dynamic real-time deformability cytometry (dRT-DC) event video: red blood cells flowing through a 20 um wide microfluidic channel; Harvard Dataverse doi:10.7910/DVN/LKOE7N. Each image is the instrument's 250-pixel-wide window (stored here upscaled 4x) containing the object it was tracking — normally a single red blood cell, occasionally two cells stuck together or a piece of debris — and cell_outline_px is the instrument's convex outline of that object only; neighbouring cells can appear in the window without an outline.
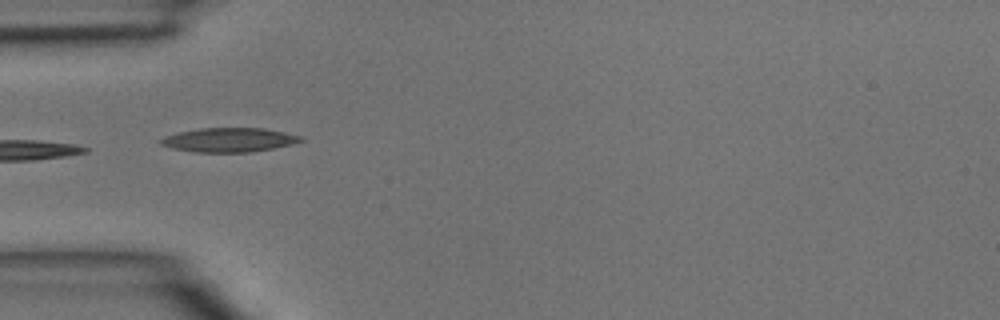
{"species": "common noctule bat (a hibernating species)", "species_latin": "Nyctalus noctula", "temperature_condition": "room temperature", "stored_images_in_passage": 3, "camera_frame_rate_fps": 3000, "um_per_image_px": 0.085, "animal": {"sex": "male", "body_mass_g": 15.6}, "frame": {"image": 1, "passage_image": 3, "time_ms": 0.667, "image_size_px": [1000, 320], "cell_outline_px": [[304, 140], [292, 144], [252, 152], [196, 152], [172, 148], [160, 144], [160, 140], [164, 136], [180, 132], [200, 128], [264, 128], [284, 132], [300, 136]], "centroid_in_image_um": [19.46, 11.89], "position_along_channel_um": 65.5, "area_um2": 19.54}}